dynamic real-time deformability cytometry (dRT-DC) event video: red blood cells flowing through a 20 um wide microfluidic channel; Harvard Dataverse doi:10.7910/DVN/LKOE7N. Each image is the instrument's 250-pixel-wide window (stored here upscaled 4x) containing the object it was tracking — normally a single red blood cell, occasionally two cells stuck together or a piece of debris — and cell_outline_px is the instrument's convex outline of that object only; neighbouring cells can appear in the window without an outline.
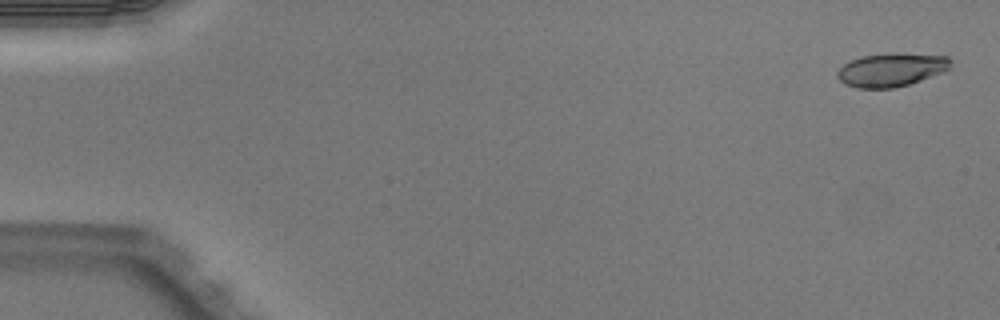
{"species": "Egyptian fruit bat (a non-hibernating species)", "species_latin": "Rousettus aegyptiacus", "temperature_condition": "warm", "stored_images_in_passage": 6, "segment_of_instrument_passage": [1, 2], "camera_frame_rate_fps": 3000, "um_per_image_px": 0.085, "animal": {"sex": "male"}, "frame": {"image": 1, "passage_image": 1, "time_ms": 0.0, "image_size_px": [1000, 320], "cell_outline_px": [[952, 68], [944, 72], [908, 84], [892, 88], [856, 88], [844, 84], [836, 76], [836, 72], [844, 64], [860, 56], [888, 52], [896, 52], [948, 56], [952, 60]], "centroid_in_image_um": [75.78, 5.91], "position_along_channel_um": 9.2, "area_um2": 22.48}}
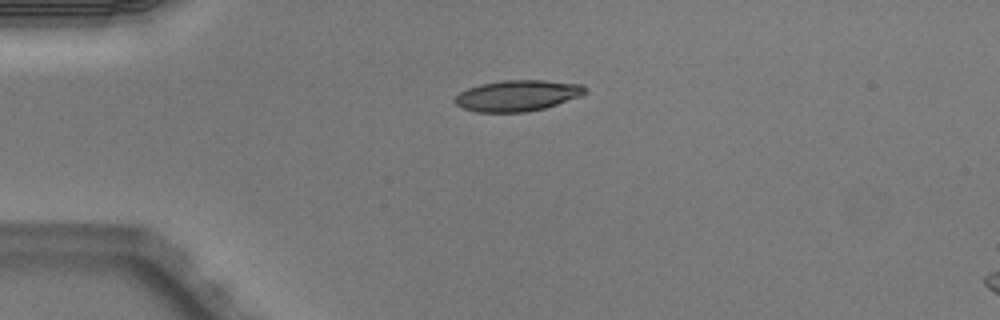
{"frame": {"image": 2, "passage_image": 4, "time_ms": 1.0, "image_size_px": [1000, 320], "cell_outline_px": [[588, 92], [580, 96], [544, 108], [528, 112], [476, 112], [460, 108], [452, 100], [460, 92], [468, 88], [480, 84], [500, 80], [544, 80], [580, 84], [588, 88]], "centroid_in_image_um": [43.95, 8.12], "position_along_channel_um": 41.0, "area_um2": 23.7}}